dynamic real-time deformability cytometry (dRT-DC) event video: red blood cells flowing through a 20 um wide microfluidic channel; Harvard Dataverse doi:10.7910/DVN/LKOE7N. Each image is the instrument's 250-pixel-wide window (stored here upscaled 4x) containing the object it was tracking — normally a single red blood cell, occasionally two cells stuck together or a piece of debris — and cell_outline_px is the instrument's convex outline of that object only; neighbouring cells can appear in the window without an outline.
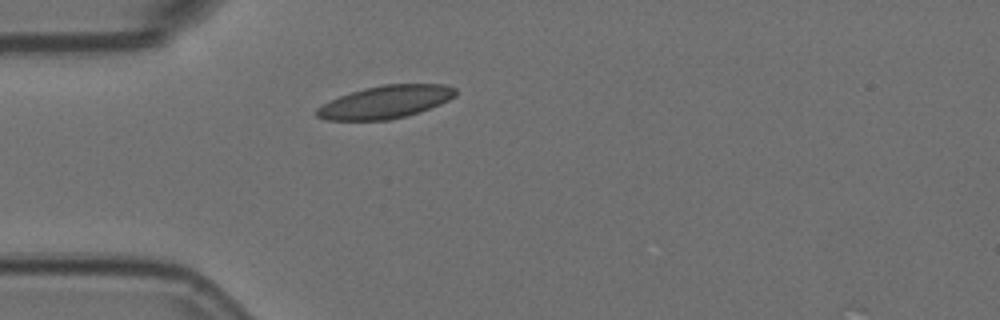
{"species": "Egyptian fruit bat (a non-hibernating species)", "species_latin": "Rousettus aegyptiacus", "temperature_condition": "room temperature", "stored_images_in_passage": 1, "camera_frame_rate_fps": 3000, "um_per_image_px": 0.085, "animal": {"sex": "female"}, "frame": {"image": 1, "passage_image": 1, "time_ms": 0.0, "image_size_px": [1000, 320], "cell_outline_px": [[456, 96], [440, 104], [420, 112], [388, 120], [324, 120], [316, 116], [316, 108], [340, 96], [364, 88], [384, 84], [444, 84], [456, 88]], "centroid_in_image_um": [32.78, 8.67], "position_along_channel_um": 52.2, "area_um2": 26.36}}